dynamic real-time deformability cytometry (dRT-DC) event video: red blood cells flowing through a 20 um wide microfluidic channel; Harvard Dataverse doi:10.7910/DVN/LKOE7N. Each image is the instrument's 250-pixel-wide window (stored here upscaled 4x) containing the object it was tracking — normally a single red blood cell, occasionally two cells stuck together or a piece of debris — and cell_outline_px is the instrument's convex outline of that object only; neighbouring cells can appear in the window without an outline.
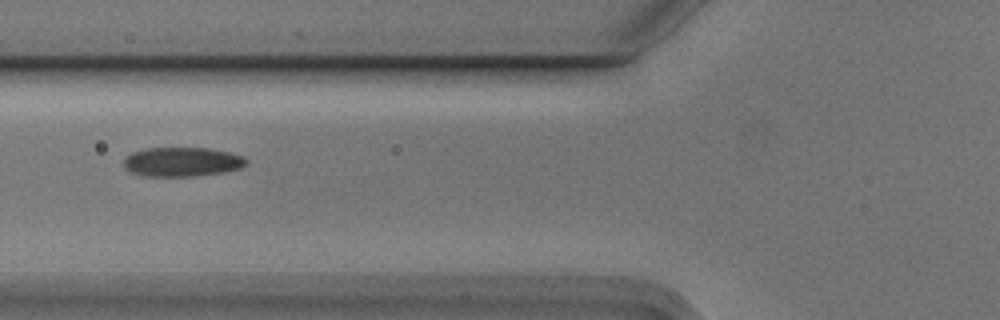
{"species": "Egyptian fruit bat (a non-hibernating species)", "species_latin": "Rousettus aegyptiacus", "temperature_condition": "cold", "stored_images_in_passage": 4, "camera_frame_rate_fps": 3000, "um_per_image_px": 0.085, "animal": {"sex": "male"}, "frame": {"image": 1, "passage_image": 2, "time_ms": 0.333, "image_size_px": [1000, 320], "cell_outline_px": [[248, 164], [240, 168], [224, 172], [196, 176], [144, 176], [132, 172], [124, 168], [124, 160], [132, 152], [144, 148], [208, 148], [228, 152], [244, 156], [248, 160]], "centroid_in_image_um": [15.5, 13.76], "position_along_channel_um": 110.3, "area_um2": 20.98}}
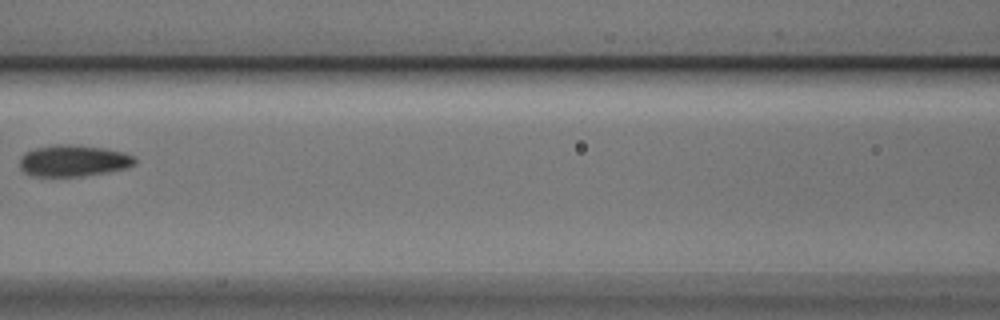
{"frame": {"image": 2, "passage_image": 3, "time_ms": 0.667, "image_size_px": [1000, 320], "cell_outline_px": [[136, 164], [124, 168], [104, 172], [80, 176], [28, 176], [20, 168], [20, 156], [24, 152], [36, 148], [56, 144], [72, 144], [104, 148], [124, 152], [132, 156], [136, 160]], "centroid_in_image_um": [6.19, 13.65], "position_along_channel_um": 160.4, "area_um2": 21.1}}
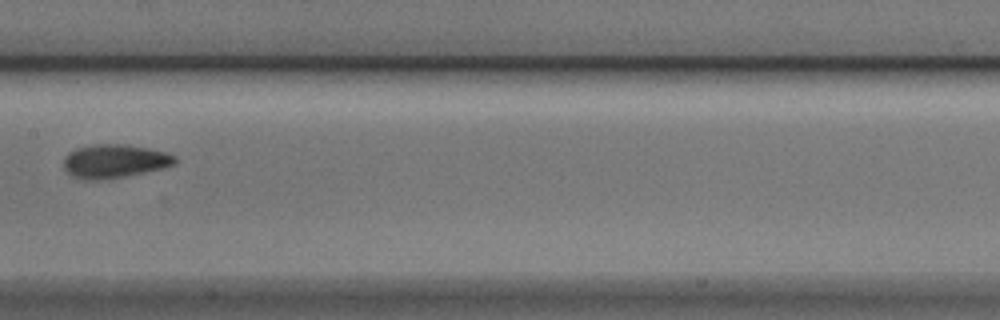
{"frame": {"image": 3, "passage_image": 4, "time_ms": 1.0, "image_size_px": [1000, 320], "cell_outline_px": [[176, 164], [164, 168], [108, 180], [84, 180], [72, 176], [64, 168], [64, 156], [68, 152], [76, 148], [92, 144], [124, 144], [148, 148], [164, 152], [176, 156]], "centroid_in_image_um": [9.72, 13.71], "position_along_channel_um": 197.7, "area_um2": 22.08}}